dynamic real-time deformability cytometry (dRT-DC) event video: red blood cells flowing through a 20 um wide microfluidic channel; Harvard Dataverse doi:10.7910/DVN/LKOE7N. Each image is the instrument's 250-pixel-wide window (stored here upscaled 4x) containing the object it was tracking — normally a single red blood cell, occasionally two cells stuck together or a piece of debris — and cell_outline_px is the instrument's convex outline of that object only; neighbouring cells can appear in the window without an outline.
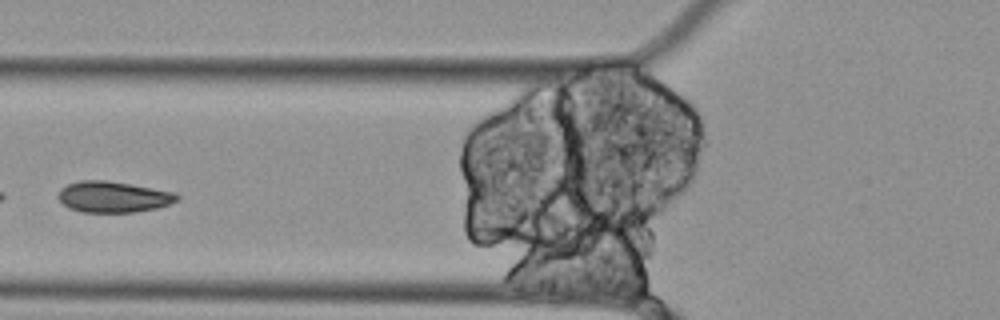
{"species": "Egyptian fruit bat (a non-hibernating species)", "species_latin": "Rousettus aegyptiacus", "temperature_condition": "cold", "stored_images_in_passage": 5, "segment_of_instrument_passage": [2, 2], "camera_frame_rate_fps": 3000, "um_per_image_px": 0.085, "animal": {"sex": "female"}, "frame": {"image": 1, "passage_image": 5, "time_ms": 1.333, "image_size_px": [1000, 320], "cell_outline_px": [[180, 200], [156, 208], [132, 212], [80, 212], [68, 208], [56, 196], [60, 188], [68, 184], [80, 180], [108, 180], [132, 184], [172, 192], [180, 196]], "centroid_in_image_um": [9.59, 16.73], "position_along_channel_um": 116.2, "area_um2": 21.56}}